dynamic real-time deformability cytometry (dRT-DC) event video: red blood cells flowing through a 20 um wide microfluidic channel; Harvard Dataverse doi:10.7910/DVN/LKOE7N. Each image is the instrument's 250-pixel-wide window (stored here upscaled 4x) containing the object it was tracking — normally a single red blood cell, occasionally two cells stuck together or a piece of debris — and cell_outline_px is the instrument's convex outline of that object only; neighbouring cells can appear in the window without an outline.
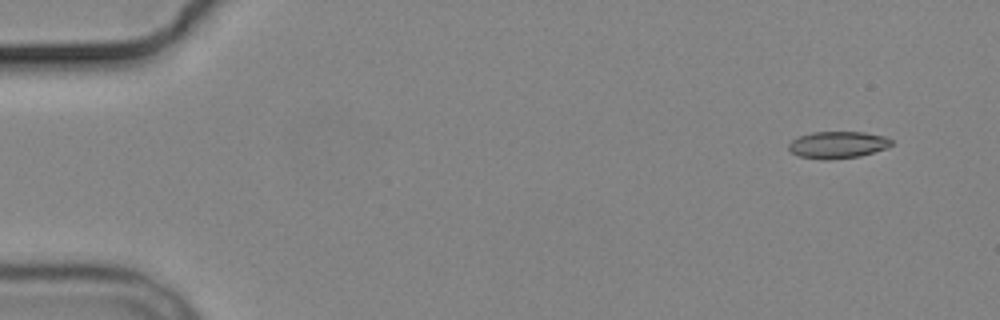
{"species": "common noctule bat (a hibernating species)", "species_latin": "Nyctalus noctula", "temperature_condition": "cold", "stored_images_in_passage": 8, "camera_frame_rate_fps": 3000, "um_per_image_px": 0.085, "animal": {"sex": "male", "body_mass_g": 19.2, "forearm_length_mm": 51.8}, "frame": {"image": 1, "passage_image": 1, "time_ms": 0.0, "image_size_px": [1000, 320], "cell_outline_px": [[892, 144], [888, 148], [860, 156], [828, 160], [800, 156], [792, 152], [788, 148], [788, 144], [792, 140], [800, 136], [812, 132], [864, 132], [884, 136], [892, 140]], "centroid_in_image_um": [71.23, 12.31], "position_along_channel_um": 13.8, "area_um2": 16.07}}
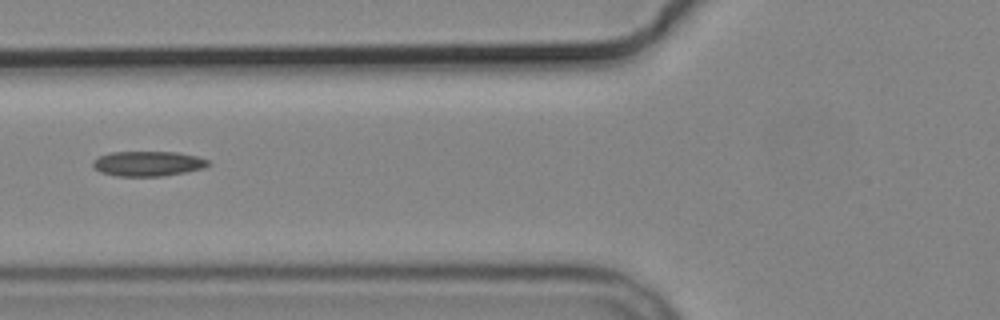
{"frame": {"image": 2, "passage_image": 6, "time_ms": 6.0, "image_size_px": [1000, 320], "cell_outline_px": [[208, 164], [204, 168], [164, 176], [116, 176], [100, 172], [92, 164], [92, 160], [100, 156], [112, 152], [176, 152], [196, 156], [208, 160]], "centroid_in_image_um": [12.55, 13.91], "position_along_channel_um": 113.3, "area_um2": 16.65}}
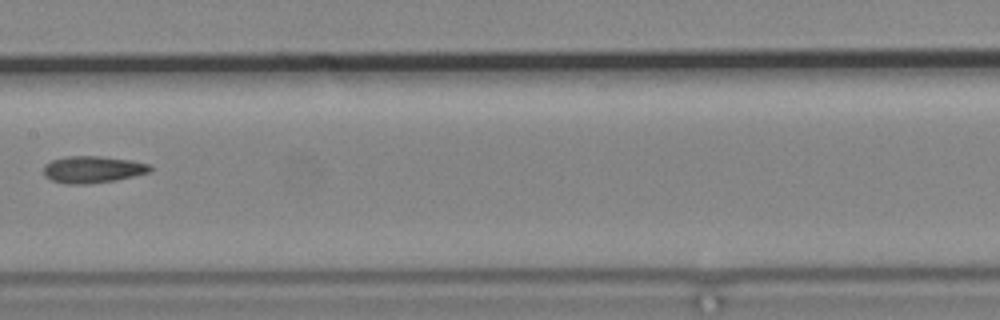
{"frame": {"image": 3, "passage_image": 8, "time_ms": 8.333, "image_size_px": [1000, 320], "cell_outline_px": [[152, 172], [116, 180], [88, 184], [68, 184], [52, 180], [44, 176], [44, 164], [52, 160], [64, 156], [100, 156], [132, 160], [148, 164], [152, 168]], "centroid_in_image_um": [7.88, 14.4], "position_along_channel_um": 199.5, "area_um2": 16.82}}